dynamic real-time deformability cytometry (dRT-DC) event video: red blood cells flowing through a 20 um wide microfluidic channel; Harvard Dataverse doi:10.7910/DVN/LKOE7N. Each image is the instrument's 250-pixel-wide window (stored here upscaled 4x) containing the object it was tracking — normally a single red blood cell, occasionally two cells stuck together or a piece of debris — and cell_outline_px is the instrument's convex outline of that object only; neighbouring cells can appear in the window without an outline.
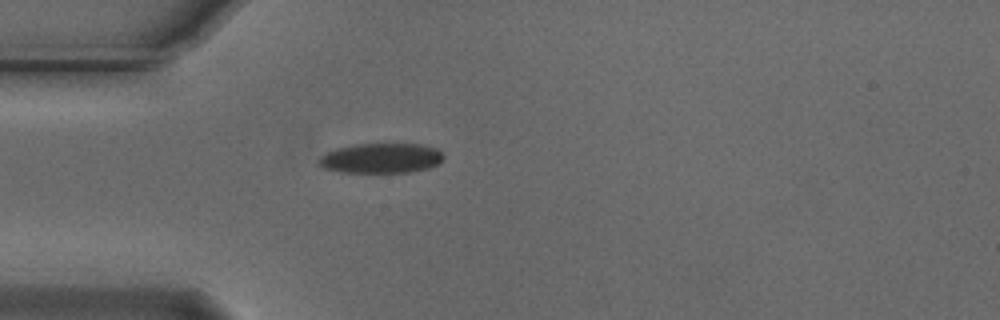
{"species": "Egyptian fruit bat (a non-hibernating species)", "species_latin": "Rousettus aegyptiacus", "temperature_condition": "cold", "stored_images_in_passage": 40, "camera_frame_rate_fps": 3000, "um_per_image_px": 0.085, "animal": {"sex": "male"}, "frame": {"image": 1, "passage_image": 1, "time_ms": 0.0, "image_size_px": [1000, 320], "cell_outline_px": [[444, 156], [436, 164], [428, 168], [408, 172], [340, 172], [324, 168], [320, 164], [320, 156], [336, 148], [356, 144], [420, 144], [436, 148]], "centroid_in_image_um": [32.38, 13.44], "position_along_channel_um": 52.6, "area_um2": 21.44}}
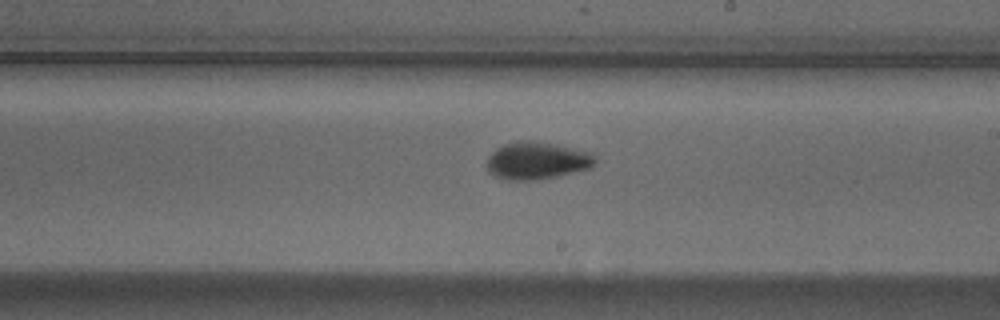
{"frame": {"image": 2, "passage_image": 17, "time_ms": 5.333, "image_size_px": [1000, 320], "cell_outline_px": [[596, 164], [592, 168], [556, 176], [532, 180], [504, 180], [492, 176], [488, 172], [488, 156], [496, 148], [504, 144], [524, 140], [528, 140], [556, 144], [592, 152], [596, 156]], "centroid_in_image_um": [45.66, 13.66], "position_along_channel_um": 243.3, "area_um2": 23.81}}
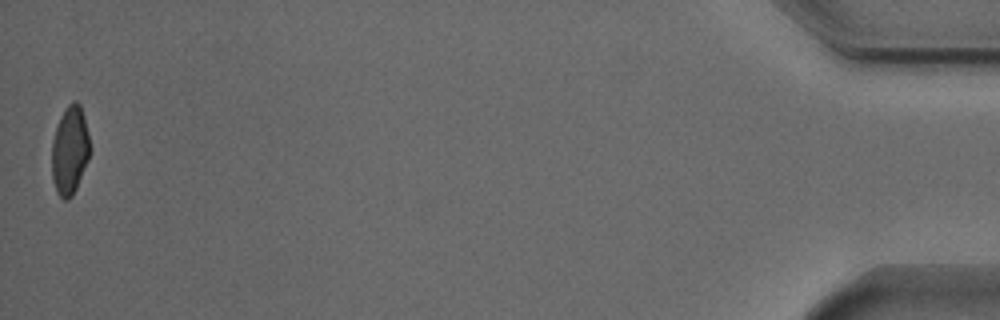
{"frame": {"image": 3, "passage_image": 40, "time_ms": 13.0, "image_size_px": [1000, 320], "cell_outline_px": [[92, 148], [88, 160], [76, 188], [72, 196], [68, 200], [64, 200], [56, 192], [52, 180], [52, 140], [60, 116], [68, 104], [72, 100], [76, 100], [80, 104], [84, 116]], "centroid_in_image_um": [5.94, 12.77], "position_along_channel_um": 429.3, "area_um2": 19.94}, "authors_computed_cell_mechanics": {"area_um2": 21.7617, "velocity_mm_per_s": 3.7238, "shape_relaxation_time_tau1_ms": 4.9038, "shape_relaxation_time_tau2_ms": 3.0863, "deformation_change_tau1": 0.1487, "deformation_change_tau2": 0.0675}}